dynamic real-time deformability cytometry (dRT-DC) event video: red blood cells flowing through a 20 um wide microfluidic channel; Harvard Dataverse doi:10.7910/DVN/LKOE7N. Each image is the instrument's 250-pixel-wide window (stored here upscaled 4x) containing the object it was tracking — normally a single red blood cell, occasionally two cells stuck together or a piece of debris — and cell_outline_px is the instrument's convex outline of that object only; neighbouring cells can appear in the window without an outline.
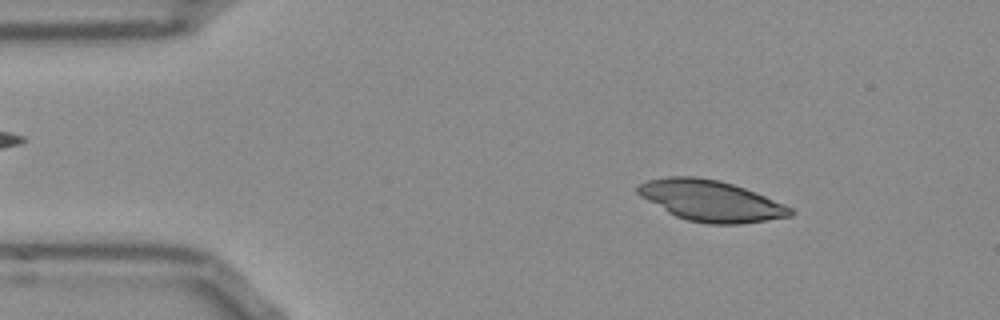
{"species": "Egyptian fruit bat (a non-hibernating species)", "species_latin": "Rousettus aegyptiacus", "temperature_condition": "room temperature", "stored_images_in_passage": 14, "camera_frame_rate_fps": 3000, "um_per_image_px": 0.085, "frame": {"image": 1, "passage_image": 6, "time_ms": 1.667, "image_size_px": [1000, 320], "cell_outline_px": [[796, 212], [792, 216], [740, 224], [708, 224], [688, 220], [676, 216], [668, 212], [640, 196], [636, 192], [636, 188], [640, 184], [648, 180], [668, 176], [696, 176], [720, 180], [756, 192], [784, 204], [792, 208]], "centroid_in_image_um": [60.43, 17.06], "position_along_channel_um": 24.6, "area_um2": 36.36}}